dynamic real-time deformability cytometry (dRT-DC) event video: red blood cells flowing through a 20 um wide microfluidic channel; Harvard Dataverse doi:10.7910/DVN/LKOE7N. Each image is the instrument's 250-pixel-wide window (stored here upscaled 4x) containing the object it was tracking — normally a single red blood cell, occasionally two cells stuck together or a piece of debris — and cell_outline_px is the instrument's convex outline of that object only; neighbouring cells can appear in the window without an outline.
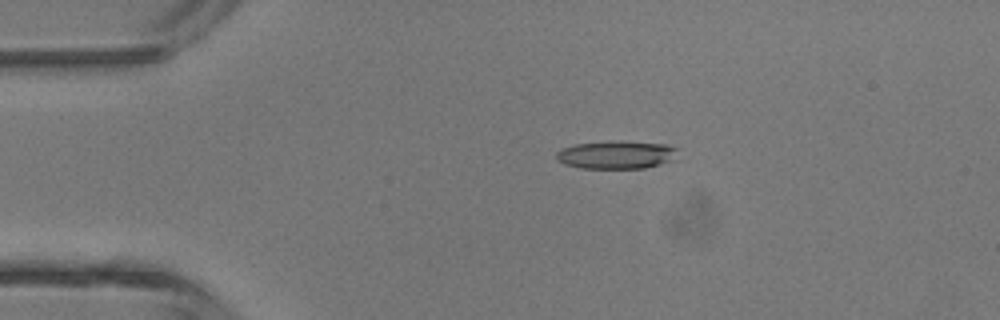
{"species": "common noctule bat (a hibernating species)", "species_latin": "Nyctalus noctula", "temperature_condition": "room temperature", "stored_images_in_passage": 3, "camera_frame_rate_fps": 3000, "um_per_image_px": 0.085, "animal": {"sex": "male", "body_mass_g": 13.3}, "frame": {"image": 1, "passage_image": 2, "time_ms": 1.333, "image_size_px": [1000, 320], "cell_outline_px": [[680, 148], [668, 160], [660, 164], [644, 168], [580, 168], [564, 164], [556, 160], [556, 152], [560, 148], [576, 144], [668, 144]], "centroid_in_image_um": [52.3, 13.21], "position_along_channel_um": 32.7, "area_um2": 18.55}}